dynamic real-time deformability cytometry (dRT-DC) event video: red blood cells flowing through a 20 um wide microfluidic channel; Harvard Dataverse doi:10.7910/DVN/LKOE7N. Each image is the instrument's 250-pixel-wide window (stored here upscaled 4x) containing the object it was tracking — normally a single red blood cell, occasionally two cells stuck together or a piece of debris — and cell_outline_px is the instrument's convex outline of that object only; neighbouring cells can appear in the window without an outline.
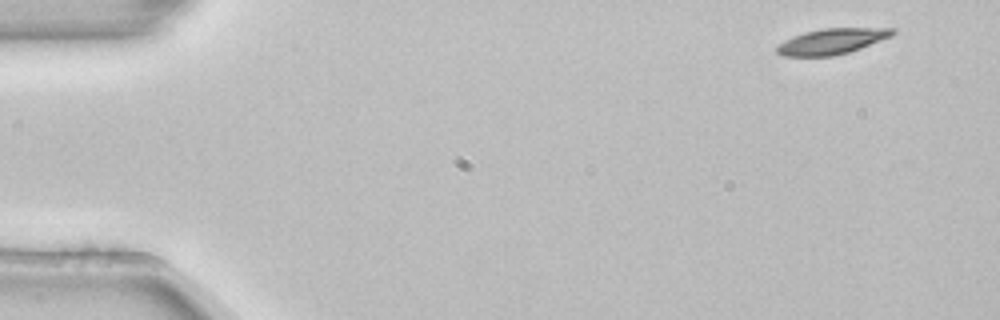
{"species": "common noctule bat (a hibernating species)", "species_latin": "Nyctalus noctula", "temperature_condition": "room temperature", "stored_images_in_passage": 5, "camera_frame_rate_fps": 3000, "um_per_image_px": 0.085, "animal": {"sex": "female", "body_mass_g": 22.7, "forearm_length_mm": 54.2}, "frame": {"image": 1, "passage_image": 1, "time_ms": 0.0, "image_size_px": [1000, 320], "cell_outline_px": [[896, 32], [892, 36], [860, 48], [848, 52], [832, 56], [784, 56], [776, 52], [776, 48], [784, 40], [792, 36], [804, 32], [824, 28], [896, 28]], "centroid_in_image_um": [70.71, 3.5], "position_along_channel_um": 14.3, "area_um2": 17.22}}
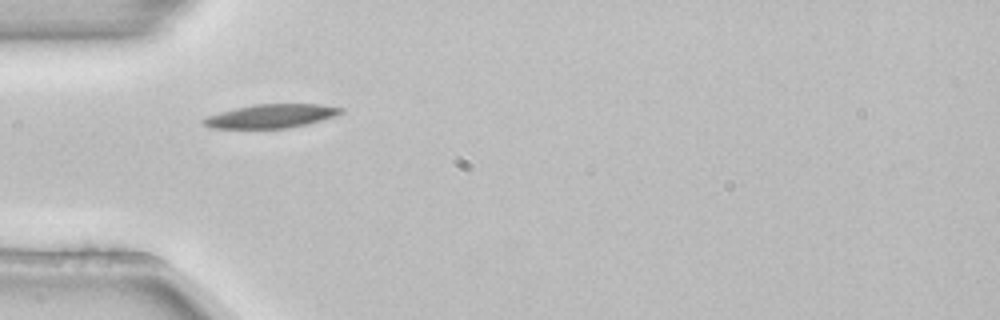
{"frame": {"image": 2, "passage_image": 4, "time_ms": 1.0, "image_size_px": [1000, 320], "cell_outline_px": [[344, 112], [308, 124], [288, 128], [208, 128], [200, 124], [200, 120], [204, 116], [236, 108], [256, 104], [316, 104], [344, 108]], "centroid_in_image_um": [22.95, 9.87], "position_along_channel_um": 62.0, "area_um2": 19.02}}